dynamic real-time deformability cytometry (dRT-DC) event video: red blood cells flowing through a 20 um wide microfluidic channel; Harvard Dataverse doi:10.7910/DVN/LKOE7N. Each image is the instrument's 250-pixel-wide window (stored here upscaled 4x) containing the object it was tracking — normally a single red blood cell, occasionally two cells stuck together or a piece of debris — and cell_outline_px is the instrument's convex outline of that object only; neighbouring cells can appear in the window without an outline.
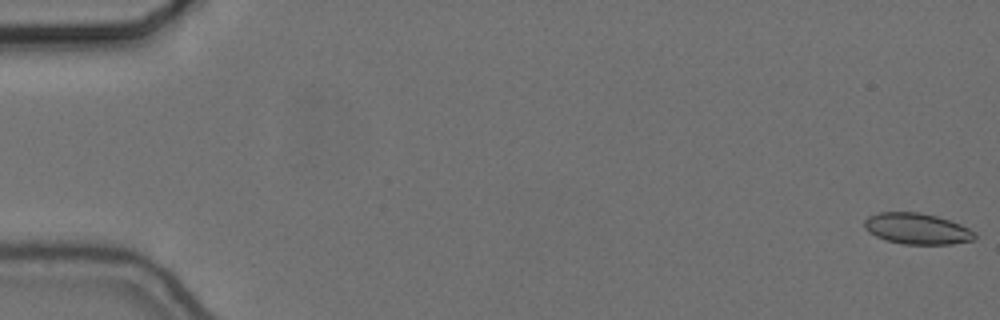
{"species": "common noctule bat (a hibernating species)", "species_latin": "Nyctalus noctula", "temperature_condition": "cold", "stored_images_in_passage": 57, "camera_frame_rate_fps": 3000, "um_per_image_px": 0.085, "animal": {"sex": "female", "body_mass_g": 24.6, "forearm_length_mm": 56.2}, "frame": {"image": 1, "passage_image": 1, "time_ms": 0.0, "image_size_px": [1000, 320], "cell_outline_px": [[976, 236], [972, 240], [952, 244], [904, 244], [888, 240], [876, 236], [868, 232], [864, 228], [864, 220], [868, 216], [880, 212], [920, 212], [936, 216], [960, 224], [976, 232]], "centroid_in_image_um": [77.93, 19.43], "position_along_channel_um": 7.1, "area_um2": 19.88}}
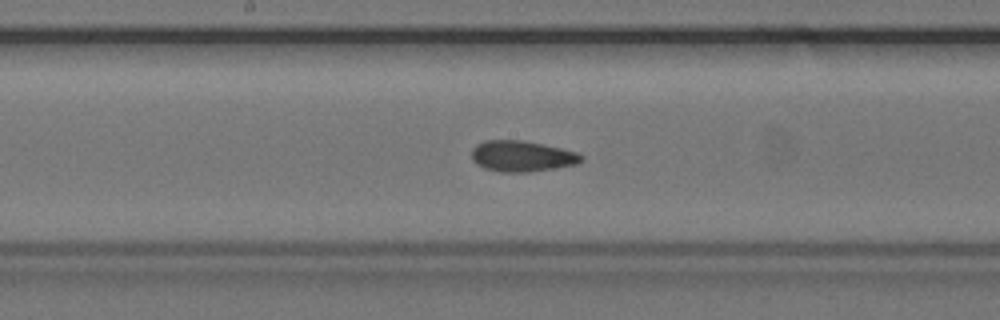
{"frame": {"image": 2, "passage_image": 30, "time_ms": 9.667, "image_size_px": [1000, 320], "cell_outline_px": [[584, 160], [576, 164], [556, 168], [528, 172], [500, 172], [484, 168], [476, 164], [472, 160], [472, 148], [476, 144], [484, 140], [520, 140], [544, 144], [576, 152], [584, 156]], "centroid_in_image_um": [44.35, 13.27], "position_along_channel_um": 203.9, "area_um2": 19.88}}
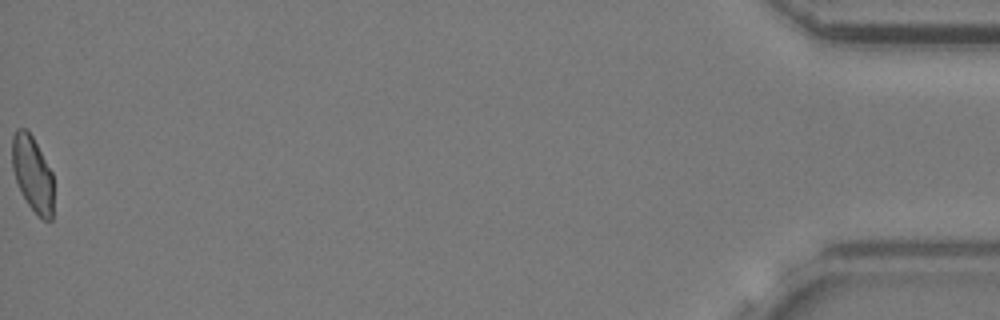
{"frame": {"image": 3, "passage_image": 57, "time_ms": 18.667, "image_size_px": [1000, 320], "cell_outline_px": [[52, 220], [44, 220], [28, 204], [16, 180], [12, 168], [12, 136], [16, 128], [28, 128], [52, 172]], "centroid_in_image_um": [2.75, 14.7], "position_along_channel_um": 432.5, "area_um2": 17.98}, "authors_computed_cell_mechanics": {"area_um2": 19.8254, "velocity_mm_per_s": 3.6599, "shape_relaxation_time_tau1_ms": null, "shape_relaxation_time_tau2_ms": 1.9339, "deformation_change_tau1": null, "deformation_change_tau2": 0.0735}}